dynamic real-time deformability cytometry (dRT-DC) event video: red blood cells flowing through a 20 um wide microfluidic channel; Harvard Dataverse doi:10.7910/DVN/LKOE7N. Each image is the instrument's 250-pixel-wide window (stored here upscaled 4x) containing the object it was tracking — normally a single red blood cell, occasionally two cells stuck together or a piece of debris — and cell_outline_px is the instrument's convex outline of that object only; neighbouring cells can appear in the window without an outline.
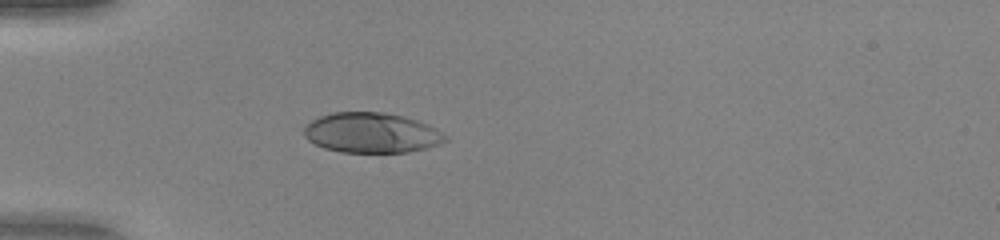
{"species": "human", "species_latin": "Homo sapiens", "temperature_condition": "warm", "stored_images_in_passage": 36, "camera_frame_rate_fps": 3000, "um_per_image_px": 0.085, "donor": {"sex": "female"}, "frame": {"image": 1, "passage_image": 1, "time_ms": 0.0, "image_size_px": [1000, 240], "cell_outline_px": [[448, 140], [440, 144], [408, 152], [340, 152], [324, 148], [308, 140], [304, 136], [304, 128], [312, 120], [320, 116], [332, 112], [384, 112], [404, 116], [428, 124], [436, 128], [448, 136]], "centroid_in_image_um": [31.6, 11.28], "position_along_channel_um": 53.4, "area_um2": 33.12}}
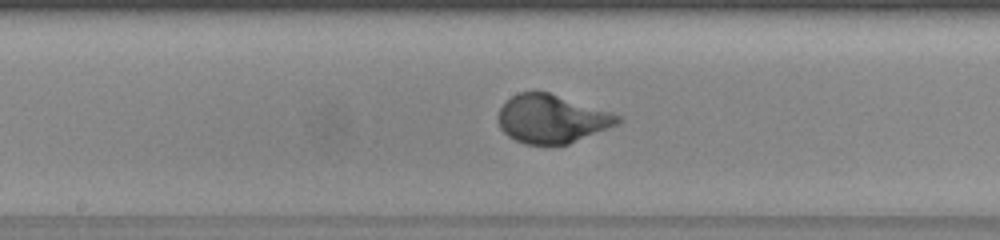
{"frame": {"image": 2, "passage_image": 13, "time_ms": 4.0, "image_size_px": [1000, 240], "cell_outline_px": [[624, 120], [608, 128], [568, 144], [524, 144], [508, 136], [500, 128], [496, 120], [496, 116], [500, 108], [512, 96], [520, 92], [548, 92], [612, 112], [624, 116]], "centroid_in_image_um": [46.9, 10.1], "position_along_channel_um": 201.3, "area_um2": 33.64}}
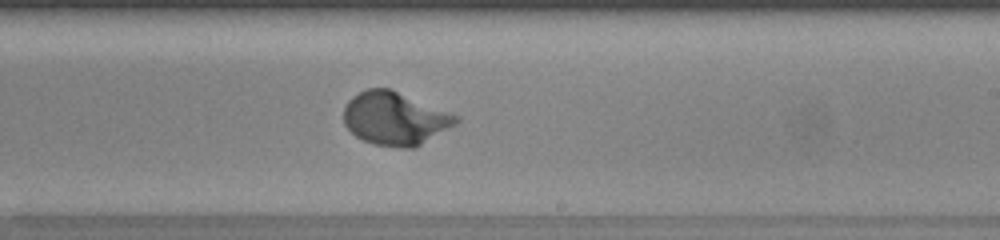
{"frame": {"image": 3, "passage_image": 17, "time_ms": 5.333, "image_size_px": [1000, 240], "cell_outline_px": [[460, 120], [456, 124], [416, 148], [400, 148], [372, 144], [356, 136], [344, 124], [344, 108], [348, 100], [352, 96], [368, 88], [392, 88], [460, 116]], "centroid_in_image_um": [33.59, 10.07], "position_along_channel_um": 255.4, "area_um2": 35.08}, "authors_computed_cell_mechanics": {"area_um2": 33.5529, "velocity_mm_per_s": 4.0766, "shape_relaxation_time_tau1_ms": 2.9856, "shape_relaxation_time_tau2_ms": null, "deformation_change_tau1": 0.2293, "deformation_change_tau2": null}}